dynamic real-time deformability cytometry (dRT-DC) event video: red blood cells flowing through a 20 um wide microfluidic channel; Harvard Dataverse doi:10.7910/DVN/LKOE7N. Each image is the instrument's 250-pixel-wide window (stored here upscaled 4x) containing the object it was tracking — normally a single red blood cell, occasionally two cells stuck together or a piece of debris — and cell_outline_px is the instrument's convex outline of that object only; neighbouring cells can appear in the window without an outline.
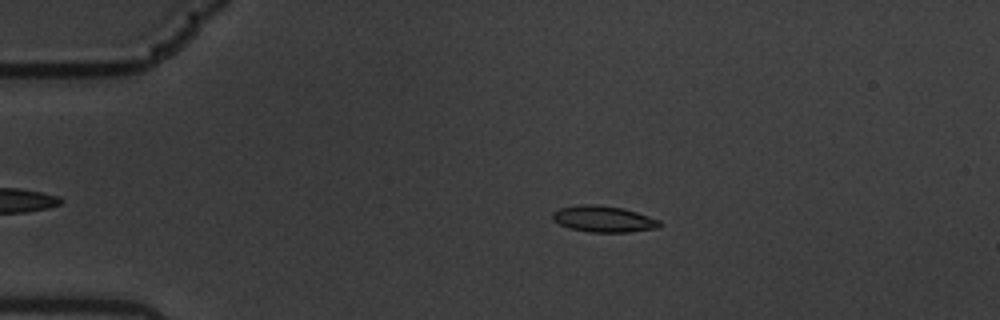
{"species": "common noctule bat (a hibernating species)", "species_latin": "Nyctalus noctula", "temperature_condition": "warm", "stored_images_in_passage": 51, "camera_frame_rate_fps": 3000, "um_per_image_px": 0.085, "animal": {"sex": "male", "body_mass_g": 19.5, "forearm_length_mm": 54.6}, "frame": {"image": 1, "passage_image": 11, "time_ms": 3.333, "image_size_px": [1000, 320], "cell_outline_px": [[660, 228], [628, 232], [588, 232], [568, 228], [552, 220], [552, 212], [560, 208], [580, 204], [596, 204], [624, 208], [660, 220]], "centroid_in_image_um": [51.28, 18.61], "position_along_channel_um": 33.7, "area_um2": 16.53}}
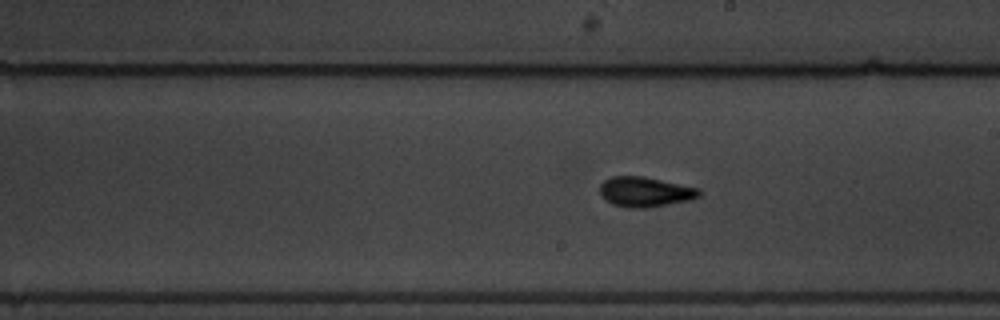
{"frame": {"image": 2, "passage_image": 33, "time_ms": 10.667, "image_size_px": [1000, 320], "cell_outline_px": [[700, 196], [688, 200], [648, 208], [628, 208], [612, 204], [604, 200], [600, 192], [600, 184], [604, 180], [612, 176], [644, 176], [700, 188]], "centroid_in_image_um": [54.81, 16.3], "position_along_channel_um": 234.2, "area_um2": 17.46}}
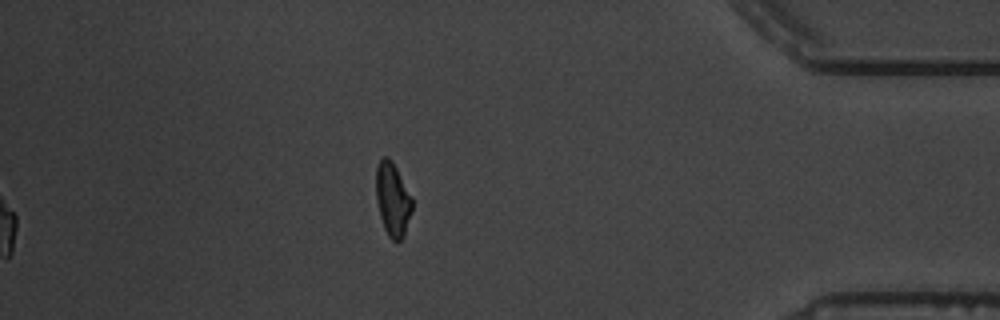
{"frame": {"image": 3, "passage_image": 51, "time_ms": 16.667, "image_size_px": [1000, 320], "cell_outline_px": [[412, 208], [404, 236], [396, 244], [388, 236], [384, 228], [380, 216], [376, 200], [376, 168], [380, 160], [384, 156], [388, 156], [392, 160], [412, 196]], "centroid_in_image_um": [33.37, 16.95], "position_along_channel_um": 401.8, "area_um2": 15.61}, "authors_computed_cell_mechanics": {"area_um2": 15.9528, "velocity_mm_per_s": 3.3986, "shape_relaxation_time_tau1_ms": 5.106, "shape_relaxation_time_tau2_ms": 2.4868, "deformation_change_tau1": 0.1693, "deformation_change_tau2": 0.0877}}